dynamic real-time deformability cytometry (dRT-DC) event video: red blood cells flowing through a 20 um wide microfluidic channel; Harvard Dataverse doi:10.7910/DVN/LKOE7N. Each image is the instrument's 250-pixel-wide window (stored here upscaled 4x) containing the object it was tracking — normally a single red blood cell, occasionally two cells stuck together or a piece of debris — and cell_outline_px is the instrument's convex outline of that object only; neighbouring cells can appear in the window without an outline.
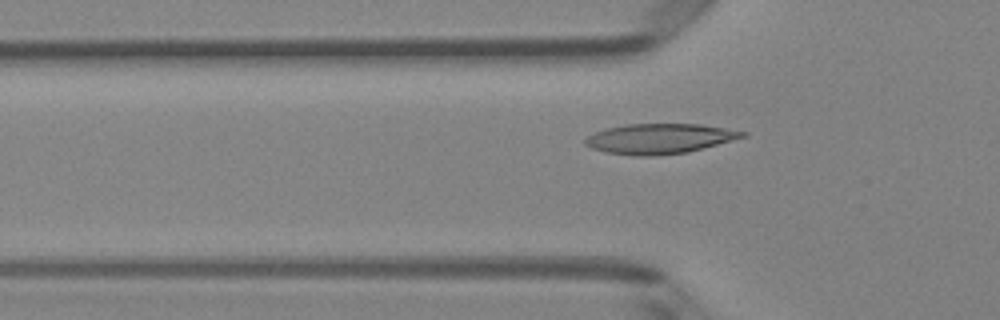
{"species": "Egyptian fruit bat (a non-hibernating species)", "species_latin": "Rousettus aegyptiacus", "temperature_condition": "room temperature", "stored_images_in_passage": 38, "camera_frame_rate_fps": 3000, "um_per_image_px": 0.085, "animal": {"sex": "female"}, "frame": {"image": 1, "passage_image": 7, "time_ms": 2.0, "image_size_px": [1000, 320], "cell_outline_px": [[748, 136], [688, 152], [652, 156], [636, 156], [604, 152], [592, 148], [584, 144], [584, 140], [588, 136], [596, 132], [608, 128], [628, 124], [700, 124], [748, 132]], "centroid_in_image_um": [56.07, 11.79], "position_along_channel_um": 69.7, "area_um2": 27.46}}
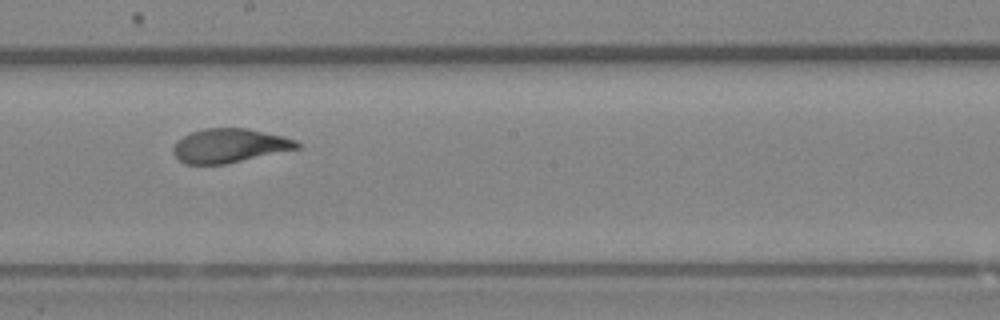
{"frame": {"image": 2, "passage_image": 19, "time_ms": 6.0, "image_size_px": [1000, 320], "cell_outline_px": [[300, 148], [224, 164], [184, 164], [172, 152], [172, 148], [176, 140], [192, 132], [204, 128], [248, 128], [284, 136], [296, 140], [300, 144]], "centroid_in_image_um": [19.49, 12.37], "position_along_channel_um": 228.7, "area_um2": 24.51}}
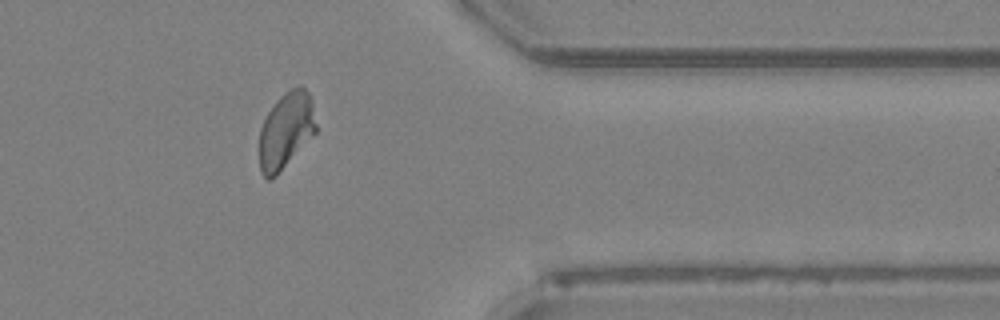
{"frame": {"image": 3, "passage_image": 32, "time_ms": 10.333, "image_size_px": [1000, 320], "cell_outline_px": [[316, 132], [276, 176], [268, 180], [260, 172], [260, 128], [268, 112], [276, 100], [284, 92], [300, 84], [308, 92], [312, 104], [316, 124]], "centroid_in_image_um": [24.3, 11.08], "position_along_channel_um": 387.1, "area_um2": 24.97}, "authors_computed_cell_mechanics": {"area_um2": 25.1719, "velocity_mm_per_s": 3.9822, "shape_relaxation_time_tau1_ms": 6.9274, "shape_relaxation_time_tau2_ms": null, "deformation_change_tau1": 0.1982, "deformation_change_tau2": null}}